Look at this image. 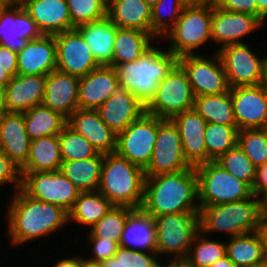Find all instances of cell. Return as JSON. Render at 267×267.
<instances>
[{
    "label": "cell",
    "mask_w": 267,
    "mask_h": 267,
    "mask_svg": "<svg viewBox=\"0 0 267 267\" xmlns=\"http://www.w3.org/2000/svg\"><path fill=\"white\" fill-rule=\"evenodd\" d=\"M113 204L98 191L80 192L73 208L68 212L69 221L92 227L100 221Z\"/></svg>",
    "instance_id": "d590c367"
},
{
    "label": "cell",
    "mask_w": 267,
    "mask_h": 267,
    "mask_svg": "<svg viewBox=\"0 0 267 267\" xmlns=\"http://www.w3.org/2000/svg\"><path fill=\"white\" fill-rule=\"evenodd\" d=\"M46 76L17 74L5 86L3 113H23L43 102Z\"/></svg>",
    "instance_id": "7402d4cb"
},
{
    "label": "cell",
    "mask_w": 267,
    "mask_h": 267,
    "mask_svg": "<svg viewBox=\"0 0 267 267\" xmlns=\"http://www.w3.org/2000/svg\"><path fill=\"white\" fill-rule=\"evenodd\" d=\"M230 88L259 85L264 58H260L244 43L228 45L218 50Z\"/></svg>",
    "instance_id": "5bb4252c"
},
{
    "label": "cell",
    "mask_w": 267,
    "mask_h": 267,
    "mask_svg": "<svg viewBox=\"0 0 267 267\" xmlns=\"http://www.w3.org/2000/svg\"><path fill=\"white\" fill-rule=\"evenodd\" d=\"M166 51L152 46L137 61L115 65L119 87L133 93L146 106L155 95L158 84L178 63V58Z\"/></svg>",
    "instance_id": "3957f363"
},
{
    "label": "cell",
    "mask_w": 267,
    "mask_h": 267,
    "mask_svg": "<svg viewBox=\"0 0 267 267\" xmlns=\"http://www.w3.org/2000/svg\"><path fill=\"white\" fill-rule=\"evenodd\" d=\"M195 168L198 178V204H225L244 200L253 195L252 187L228 173L216 161Z\"/></svg>",
    "instance_id": "ba28073f"
},
{
    "label": "cell",
    "mask_w": 267,
    "mask_h": 267,
    "mask_svg": "<svg viewBox=\"0 0 267 267\" xmlns=\"http://www.w3.org/2000/svg\"><path fill=\"white\" fill-rule=\"evenodd\" d=\"M194 100L188 76L177 63L158 84L155 95L146 105V113L171 120L175 115L193 109Z\"/></svg>",
    "instance_id": "9c48e42d"
},
{
    "label": "cell",
    "mask_w": 267,
    "mask_h": 267,
    "mask_svg": "<svg viewBox=\"0 0 267 267\" xmlns=\"http://www.w3.org/2000/svg\"><path fill=\"white\" fill-rule=\"evenodd\" d=\"M193 109L196 110L207 123L237 126L233 113L230 89L218 95L195 97Z\"/></svg>",
    "instance_id": "8d00e7d4"
},
{
    "label": "cell",
    "mask_w": 267,
    "mask_h": 267,
    "mask_svg": "<svg viewBox=\"0 0 267 267\" xmlns=\"http://www.w3.org/2000/svg\"><path fill=\"white\" fill-rule=\"evenodd\" d=\"M81 267H101L99 263L91 262L81 258Z\"/></svg>",
    "instance_id": "03108f58"
},
{
    "label": "cell",
    "mask_w": 267,
    "mask_h": 267,
    "mask_svg": "<svg viewBox=\"0 0 267 267\" xmlns=\"http://www.w3.org/2000/svg\"><path fill=\"white\" fill-rule=\"evenodd\" d=\"M230 95L239 131L265 127L267 93L259 85L230 88Z\"/></svg>",
    "instance_id": "2e32d148"
},
{
    "label": "cell",
    "mask_w": 267,
    "mask_h": 267,
    "mask_svg": "<svg viewBox=\"0 0 267 267\" xmlns=\"http://www.w3.org/2000/svg\"><path fill=\"white\" fill-rule=\"evenodd\" d=\"M226 255L236 267H251L266 261L263 242L257 231L231 237L226 243Z\"/></svg>",
    "instance_id": "e575fe53"
},
{
    "label": "cell",
    "mask_w": 267,
    "mask_h": 267,
    "mask_svg": "<svg viewBox=\"0 0 267 267\" xmlns=\"http://www.w3.org/2000/svg\"><path fill=\"white\" fill-rule=\"evenodd\" d=\"M238 132L237 126L207 123L204 134L207 162L216 161L221 155L236 146Z\"/></svg>",
    "instance_id": "74e56055"
},
{
    "label": "cell",
    "mask_w": 267,
    "mask_h": 267,
    "mask_svg": "<svg viewBox=\"0 0 267 267\" xmlns=\"http://www.w3.org/2000/svg\"><path fill=\"white\" fill-rule=\"evenodd\" d=\"M15 192L7 211L8 232L14 244L47 236L69 221V213L61 206L35 200L22 189Z\"/></svg>",
    "instance_id": "7a4b0ae2"
},
{
    "label": "cell",
    "mask_w": 267,
    "mask_h": 267,
    "mask_svg": "<svg viewBox=\"0 0 267 267\" xmlns=\"http://www.w3.org/2000/svg\"><path fill=\"white\" fill-rule=\"evenodd\" d=\"M151 7L157 4L159 0H145Z\"/></svg>",
    "instance_id": "003e7915"
},
{
    "label": "cell",
    "mask_w": 267,
    "mask_h": 267,
    "mask_svg": "<svg viewBox=\"0 0 267 267\" xmlns=\"http://www.w3.org/2000/svg\"><path fill=\"white\" fill-rule=\"evenodd\" d=\"M151 9L145 0H107V16L121 29H137L151 35Z\"/></svg>",
    "instance_id": "f1b7e54d"
},
{
    "label": "cell",
    "mask_w": 267,
    "mask_h": 267,
    "mask_svg": "<svg viewBox=\"0 0 267 267\" xmlns=\"http://www.w3.org/2000/svg\"><path fill=\"white\" fill-rule=\"evenodd\" d=\"M263 21L251 14L225 11L215 6L212 13V40L221 43V48L242 43L240 40L256 28H260Z\"/></svg>",
    "instance_id": "ffe728a7"
},
{
    "label": "cell",
    "mask_w": 267,
    "mask_h": 267,
    "mask_svg": "<svg viewBox=\"0 0 267 267\" xmlns=\"http://www.w3.org/2000/svg\"><path fill=\"white\" fill-rule=\"evenodd\" d=\"M261 220L267 221V192L260 197Z\"/></svg>",
    "instance_id": "680465c9"
},
{
    "label": "cell",
    "mask_w": 267,
    "mask_h": 267,
    "mask_svg": "<svg viewBox=\"0 0 267 267\" xmlns=\"http://www.w3.org/2000/svg\"><path fill=\"white\" fill-rule=\"evenodd\" d=\"M174 3H171L173 6L172 10L169 12V17L167 20H164V14L162 13L165 10H168V3L167 0H159L156 5H154L151 9V35L160 36L165 35L172 26L176 23L177 19L180 17L181 12L188 4L185 0H173ZM168 3V4H167ZM170 4V5H171ZM168 7V8H167ZM163 15V16H162ZM166 18V16H165ZM172 21V22H170Z\"/></svg>",
    "instance_id": "f6af8a7d"
},
{
    "label": "cell",
    "mask_w": 267,
    "mask_h": 267,
    "mask_svg": "<svg viewBox=\"0 0 267 267\" xmlns=\"http://www.w3.org/2000/svg\"><path fill=\"white\" fill-rule=\"evenodd\" d=\"M57 53L54 35L30 40L17 52L18 74L47 76L56 70Z\"/></svg>",
    "instance_id": "44dd1931"
},
{
    "label": "cell",
    "mask_w": 267,
    "mask_h": 267,
    "mask_svg": "<svg viewBox=\"0 0 267 267\" xmlns=\"http://www.w3.org/2000/svg\"><path fill=\"white\" fill-rule=\"evenodd\" d=\"M101 267H122L121 265V245L119 246L118 250L116 251L115 255L111 258L101 261Z\"/></svg>",
    "instance_id": "f5cc1de1"
},
{
    "label": "cell",
    "mask_w": 267,
    "mask_h": 267,
    "mask_svg": "<svg viewBox=\"0 0 267 267\" xmlns=\"http://www.w3.org/2000/svg\"><path fill=\"white\" fill-rule=\"evenodd\" d=\"M157 134L158 117L145 112L117 134L115 152L144 170L151 160Z\"/></svg>",
    "instance_id": "30bf717a"
},
{
    "label": "cell",
    "mask_w": 267,
    "mask_h": 267,
    "mask_svg": "<svg viewBox=\"0 0 267 267\" xmlns=\"http://www.w3.org/2000/svg\"><path fill=\"white\" fill-rule=\"evenodd\" d=\"M22 190L31 198L55 204L69 212L80 191L61 172L21 173Z\"/></svg>",
    "instance_id": "8fae6325"
},
{
    "label": "cell",
    "mask_w": 267,
    "mask_h": 267,
    "mask_svg": "<svg viewBox=\"0 0 267 267\" xmlns=\"http://www.w3.org/2000/svg\"><path fill=\"white\" fill-rule=\"evenodd\" d=\"M198 232L195 235L194 249L190 248L186 258L184 259L189 265L193 267H208L217 260L226 256V244L214 240H208L206 237L202 238ZM193 250L194 252H191Z\"/></svg>",
    "instance_id": "b9f144b4"
},
{
    "label": "cell",
    "mask_w": 267,
    "mask_h": 267,
    "mask_svg": "<svg viewBox=\"0 0 267 267\" xmlns=\"http://www.w3.org/2000/svg\"><path fill=\"white\" fill-rule=\"evenodd\" d=\"M216 162L237 179L253 186L256 178V166L238 144L221 155Z\"/></svg>",
    "instance_id": "60d3db41"
},
{
    "label": "cell",
    "mask_w": 267,
    "mask_h": 267,
    "mask_svg": "<svg viewBox=\"0 0 267 267\" xmlns=\"http://www.w3.org/2000/svg\"><path fill=\"white\" fill-rule=\"evenodd\" d=\"M84 38L99 66L113 67L114 42L117 26L106 15L104 18L75 28Z\"/></svg>",
    "instance_id": "83f0119b"
},
{
    "label": "cell",
    "mask_w": 267,
    "mask_h": 267,
    "mask_svg": "<svg viewBox=\"0 0 267 267\" xmlns=\"http://www.w3.org/2000/svg\"><path fill=\"white\" fill-rule=\"evenodd\" d=\"M66 2L74 28L107 15V0H66Z\"/></svg>",
    "instance_id": "ee69618b"
},
{
    "label": "cell",
    "mask_w": 267,
    "mask_h": 267,
    "mask_svg": "<svg viewBox=\"0 0 267 267\" xmlns=\"http://www.w3.org/2000/svg\"><path fill=\"white\" fill-rule=\"evenodd\" d=\"M67 125L85 137L98 153L115 152L117 135L102 121L97 110L78 108L67 118Z\"/></svg>",
    "instance_id": "484cf974"
},
{
    "label": "cell",
    "mask_w": 267,
    "mask_h": 267,
    "mask_svg": "<svg viewBox=\"0 0 267 267\" xmlns=\"http://www.w3.org/2000/svg\"><path fill=\"white\" fill-rule=\"evenodd\" d=\"M216 0H205V2H215Z\"/></svg>",
    "instance_id": "2644e50d"
},
{
    "label": "cell",
    "mask_w": 267,
    "mask_h": 267,
    "mask_svg": "<svg viewBox=\"0 0 267 267\" xmlns=\"http://www.w3.org/2000/svg\"><path fill=\"white\" fill-rule=\"evenodd\" d=\"M213 2L188 3L172 28L166 33L169 51L177 58L192 55L193 49L212 39Z\"/></svg>",
    "instance_id": "8992f818"
},
{
    "label": "cell",
    "mask_w": 267,
    "mask_h": 267,
    "mask_svg": "<svg viewBox=\"0 0 267 267\" xmlns=\"http://www.w3.org/2000/svg\"><path fill=\"white\" fill-rule=\"evenodd\" d=\"M259 86L267 93V56L263 61Z\"/></svg>",
    "instance_id": "6f0895ef"
},
{
    "label": "cell",
    "mask_w": 267,
    "mask_h": 267,
    "mask_svg": "<svg viewBox=\"0 0 267 267\" xmlns=\"http://www.w3.org/2000/svg\"><path fill=\"white\" fill-rule=\"evenodd\" d=\"M163 267H193L189 265L185 260H172L167 266Z\"/></svg>",
    "instance_id": "6125c7cd"
},
{
    "label": "cell",
    "mask_w": 267,
    "mask_h": 267,
    "mask_svg": "<svg viewBox=\"0 0 267 267\" xmlns=\"http://www.w3.org/2000/svg\"><path fill=\"white\" fill-rule=\"evenodd\" d=\"M25 129L30 140L55 136L67 125V118L43 104L23 112Z\"/></svg>",
    "instance_id": "d6a6232c"
},
{
    "label": "cell",
    "mask_w": 267,
    "mask_h": 267,
    "mask_svg": "<svg viewBox=\"0 0 267 267\" xmlns=\"http://www.w3.org/2000/svg\"><path fill=\"white\" fill-rule=\"evenodd\" d=\"M62 161L82 160L95 157L98 151L81 134L68 125L59 133Z\"/></svg>",
    "instance_id": "ab89813d"
},
{
    "label": "cell",
    "mask_w": 267,
    "mask_h": 267,
    "mask_svg": "<svg viewBox=\"0 0 267 267\" xmlns=\"http://www.w3.org/2000/svg\"><path fill=\"white\" fill-rule=\"evenodd\" d=\"M16 183V190L22 188L20 168L0 149V185Z\"/></svg>",
    "instance_id": "7dc6e473"
},
{
    "label": "cell",
    "mask_w": 267,
    "mask_h": 267,
    "mask_svg": "<svg viewBox=\"0 0 267 267\" xmlns=\"http://www.w3.org/2000/svg\"><path fill=\"white\" fill-rule=\"evenodd\" d=\"M208 267H236L235 264L228 258V256H224L223 258L217 260L215 263Z\"/></svg>",
    "instance_id": "91938a15"
},
{
    "label": "cell",
    "mask_w": 267,
    "mask_h": 267,
    "mask_svg": "<svg viewBox=\"0 0 267 267\" xmlns=\"http://www.w3.org/2000/svg\"><path fill=\"white\" fill-rule=\"evenodd\" d=\"M156 253L173 255L172 260H184L200 232V209L180 214L155 216Z\"/></svg>",
    "instance_id": "52a82bcc"
},
{
    "label": "cell",
    "mask_w": 267,
    "mask_h": 267,
    "mask_svg": "<svg viewBox=\"0 0 267 267\" xmlns=\"http://www.w3.org/2000/svg\"><path fill=\"white\" fill-rule=\"evenodd\" d=\"M135 210L129 206L113 205L107 214L91 227L89 237L109 239L120 244L128 218Z\"/></svg>",
    "instance_id": "f35d334b"
},
{
    "label": "cell",
    "mask_w": 267,
    "mask_h": 267,
    "mask_svg": "<svg viewBox=\"0 0 267 267\" xmlns=\"http://www.w3.org/2000/svg\"><path fill=\"white\" fill-rule=\"evenodd\" d=\"M19 3L43 35H56L75 29L66 0H21Z\"/></svg>",
    "instance_id": "d4e9b609"
},
{
    "label": "cell",
    "mask_w": 267,
    "mask_h": 267,
    "mask_svg": "<svg viewBox=\"0 0 267 267\" xmlns=\"http://www.w3.org/2000/svg\"><path fill=\"white\" fill-rule=\"evenodd\" d=\"M257 2V17L262 21L267 17V0H256Z\"/></svg>",
    "instance_id": "9f6ffc18"
},
{
    "label": "cell",
    "mask_w": 267,
    "mask_h": 267,
    "mask_svg": "<svg viewBox=\"0 0 267 267\" xmlns=\"http://www.w3.org/2000/svg\"><path fill=\"white\" fill-rule=\"evenodd\" d=\"M12 77L5 72V69L0 67V84L7 85L11 81Z\"/></svg>",
    "instance_id": "94428289"
},
{
    "label": "cell",
    "mask_w": 267,
    "mask_h": 267,
    "mask_svg": "<svg viewBox=\"0 0 267 267\" xmlns=\"http://www.w3.org/2000/svg\"><path fill=\"white\" fill-rule=\"evenodd\" d=\"M252 192L259 198L267 192V162L256 167V178L252 186Z\"/></svg>",
    "instance_id": "816d5d0a"
},
{
    "label": "cell",
    "mask_w": 267,
    "mask_h": 267,
    "mask_svg": "<svg viewBox=\"0 0 267 267\" xmlns=\"http://www.w3.org/2000/svg\"><path fill=\"white\" fill-rule=\"evenodd\" d=\"M195 168L145 178L141 210L152 218L200 209Z\"/></svg>",
    "instance_id": "6da1fadb"
},
{
    "label": "cell",
    "mask_w": 267,
    "mask_h": 267,
    "mask_svg": "<svg viewBox=\"0 0 267 267\" xmlns=\"http://www.w3.org/2000/svg\"><path fill=\"white\" fill-rule=\"evenodd\" d=\"M251 267H267V261H265L262 264L256 265V266H251Z\"/></svg>",
    "instance_id": "89a4df30"
},
{
    "label": "cell",
    "mask_w": 267,
    "mask_h": 267,
    "mask_svg": "<svg viewBox=\"0 0 267 267\" xmlns=\"http://www.w3.org/2000/svg\"><path fill=\"white\" fill-rule=\"evenodd\" d=\"M157 253L153 256L146 251H138L121 246L122 267H161L157 260Z\"/></svg>",
    "instance_id": "bcb514c9"
},
{
    "label": "cell",
    "mask_w": 267,
    "mask_h": 267,
    "mask_svg": "<svg viewBox=\"0 0 267 267\" xmlns=\"http://www.w3.org/2000/svg\"><path fill=\"white\" fill-rule=\"evenodd\" d=\"M104 154L95 157L62 161L60 172L69 179L80 192L98 191Z\"/></svg>",
    "instance_id": "1f68e13d"
},
{
    "label": "cell",
    "mask_w": 267,
    "mask_h": 267,
    "mask_svg": "<svg viewBox=\"0 0 267 267\" xmlns=\"http://www.w3.org/2000/svg\"><path fill=\"white\" fill-rule=\"evenodd\" d=\"M145 178L144 170L128 159L116 152L104 154L98 192L115 206L140 209Z\"/></svg>",
    "instance_id": "277c9868"
},
{
    "label": "cell",
    "mask_w": 267,
    "mask_h": 267,
    "mask_svg": "<svg viewBox=\"0 0 267 267\" xmlns=\"http://www.w3.org/2000/svg\"><path fill=\"white\" fill-rule=\"evenodd\" d=\"M264 129H265V131H266V133H267V124L265 125Z\"/></svg>",
    "instance_id": "8c879c8a"
},
{
    "label": "cell",
    "mask_w": 267,
    "mask_h": 267,
    "mask_svg": "<svg viewBox=\"0 0 267 267\" xmlns=\"http://www.w3.org/2000/svg\"><path fill=\"white\" fill-rule=\"evenodd\" d=\"M55 267H81V258H67L61 260L55 265Z\"/></svg>",
    "instance_id": "11a10c76"
},
{
    "label": "cell",
    "mask_w": 267,
    "mask_h": 267,
    "mask_svg": "<svg viewBox=\"0 0 267 267\" xmlns=\"http://www.w3.org/2000/svg\"><path fill=\"white\" fill-rule=\"evenodd\" d=\"M54 36L57 70L81 78L99 67L89 46L76 29L64 31Z\"/></svg>",
    "instance_id": "9a60e30c"
},
{
    "label": "cell",
    "mask_w": 267,
    "mask_h": 267,
    "mask_svg": "<svg viewBox=\"0 0 267 267\" xmlns=\"http://www.w3.org/2000/svg\"><path fill=\"white\" fill-rule=\"evenodd\" d=\"M237 144L256 167L267 162V133L264 128L240 130Z\"/></svg>",
    "instance_id": "7bdbcfd3"
},
{
    "label": "cell",
    "mask_w": 267,
    "mask_h": 267,
    "mask_svg": "<svg viewBox=\"0 0 267 267\" xmlns=\"http://www.w3.org/2000/svg\"><path fill=\"white\" fill-rule=\"evenodd\" d=\"M152 35L137 29H121L117 27L114 42L113 67L126 62L137 61L150 46Z\"/></svg>",
    "instance_id": "836d02e7"
},
{
    "label": "cell",
    "mask_w": 267,
    "mask_h": 267,
    "mask_svg": "<svg viewBox=\"0 0 267 267\" xmlns=\"http://www.w3.org/2000/svg\"><path fill=\"white\" fill-rule=\"evenodd\" d=\"M173 123L179 129L185 160L191 167L207 163L205 130L207 122L194 109L175 115Z\"/></svg>",
    "instance_id": "d6986e66"
},
{
    "label": "cell",
    "mask_w": 267,
    "mask_h": 267,
    "mask_svg": "<svg viewBox=\"0 0 267 267\" xmlns=\"http://www.w3.org/2000/svg\"><path fill=\"white\" fill-rule=\"evenodd\" d=\"M262 239L263 242V254L265 260L267 261V221H261L260 226L257 231Z\"/></svg>",
    "instance_id": "db71d44e"
},
{
    "label": "cell",
    "mask_w": 267,
    "mask_h": 267,
    "mask_svg": "<svg viewBox=\"0 0 267 267\" xmlns=\"http://www.w3.org/2000/svg\"><path fill=\"white\" fill-rule=\"evenodd\" d=\"M16 3V0H0V9L13 7Z\"/></svg>",
    "instance_id": "be15d7a7"
},
{
    "label": "cell",
    "mask_w": 267,
    "mask_h": 267,
    "mask_svg": "<svg viewBox=\"0 0 267 267\" xmlns=\"http://www.w3.org/2000/svg\"><path fill=\"white\" fill-rule=\"evenodd\" d=\"M62 163L59 135L31 140L29 156L21 173L55 172Z\"/></svg>",
    "instance_id": "4dcf8cb0"
},
{
    "label": "cell",
    "mask_w": 267,
    "mask_h": 267,
    "mask_svg": "<svg viewBox=\"0 0 267 267\" xmlns=\"http://www.w3.org/2000/svg\"><path fill=\"white\" fill-rule=\"evenodd\" d=\"M102 121L117 135L146 112L145 104L119 87L98 109Z\"/></svg>",
    "instance_id": "ac0fdd59"
},
{
    "label": "cell",
    "mask_w": 267,
    "mask_h": 267,
    "mask_svg": "<svg viewBox=\"0 0 267 267\" xmlns=\"http://www.w3.org/2000/svg\"><path fill=\"white\" fill-rule=\"evenodd\" d=\"M120 245L133 250L140 251L141 248V251L146 250L147 252L151 251V254L156 253V226L154 219L141 209H136L128 218Z\"/></svg>",
    "instance_id": "f546056e"
},
{
    "label": "cell",
    "mask_w": 267,
    "mask_h": 267,
    "mask_svg": "<svg viewBox=\"0 0 267 267\" xmlns=\"http://www.w3.org/2000/svg\"><path fill=\"white\" fill-rule=\"evenodd\" d=\"M80 78L55 70L46 76L42 104L68 118L78 109Z\"/></svg>",
    "instance_id": "603a6c76"
},
{
    "label": "cell",
    "mask_w": 267,
    "mask_h": 267,
    "mask_svg": "<svg viewBox=\"0 0 267 267\" xmlns=\"http://www.w3.org/2000/svg\"><path fill=\"white\" fill-rule=\"evenodd\" d=\"M0 67L12 78L18 74L17 53L0 45Z\"/></svg>",
    "instance_id": "f907efd6"
},
{
    "label": "cell",
    "mask_w": 267,
    "mask_h": 267,
    "mask_svg": "<svg viewBox=\"0 0 267 267\" xmlns=\"http://www.w3.org/2000/svg\"><path fill=\"white\" fill-rule=\"evenodd\" d=\"M118 88L114 67L99 66L80 78L78 108L97 110Z\"/></svg>",
    "instance_id": "cb8c5ba5"
},
{
    "label": "cell",
    "mask_w": 267,
    "mask_h": 267,
    "mask_svg": "<svg viewBox=\"0 0 267 267\" xmlns=\"http://www.w3.org/2000/svg\"><path fill=\"white\" fill-rule=\"evenodd\" d=\"M90 242L93 244V254L92 258L86 259L91 262L100 263L103 260L111 258L115 255L116 251L118 250L120 244L109 240L103 239L98 237H89Z\"/></svg>",
    "instance_id": "c3c4849f"
},
{
    "label": "cell",
    "mask_w": 267,
    "mask_h": 267,
    "mask_svg": "<svg viewBox=\"0 0 267 267\" xmlns=\"http://www.w3.org/2000/svg\"><path fill=\"white\" fill-rule=\"evenodd\" d=\"M261 221L260 200L254 194L241 201L200 208V233L203 234L224 231L231 237L240 236L258 231Z\"/></svg>",
    "instance_id": "5b68a950"
},
{
    "label": "cell",
    "mask_w": 267,
    "mask_h": 267,
    "mask_svg": "<svg viewBox=\"0 0 267 267\" xmlns=\"http://www.w3.org/2000/svg\"><path fill=\"white\" fill-rule=\"evenodd\" d=\"M4 100H5V85L0 84V114L3 113Z\"/></svg>",
    "instance_id": "e7e4bbea"
},
{
    "label": "cell",
    "mask_w": 267,
    "mask_h": 267,
    "mask_svg": "<svg viewBox=\"0 0 267 267\" xmlns=\"http://www.w3.org/2000/svg\"><path fill=\"white\" fill-rule=\"evenodd\" d=\"M30 138L23 113L0 114V149L21 169L27 162Z\"/></svg>",
    "instance_id": "4316f807"
},
{
    "label": "cell",
    "mask_w": 267,
    "mask_h": 267,
    "mask_svg": "<svg viewBox=\"0 0 267 267\" xmlns=\"http://www.w3.org/2000/svg\"><path fill=\"white\" fill-rule=\"evenodd\" d=\"M41 32L23 6L0 9V45L14 52L22 50L30 40L39 38Z\"/></svg>",
    "instance_id": "e0dca14e"
},
{
    "label": "cell",
    "mask_w": 267,
    "mask_h": 267,
    "mask_svg": "<svg viewBox=\"0 0 267 267\" xmlns=\"http://www.w3.org/2000/svg\"><path fill=\"white\" fill-rule=\"evenodd\" d=\"M191 168L183 154L179 129L172 120L158 118L157 139L151 160L144 169L145 177Z\"/></svg>",
    "instance_id": "7c38bea8"
},
{
    "label": "cell",
    "mask_w": 267,
    "mask_h": 267,
    "mask_svg": "<svg viewBox=\"0 0 267 267\" xmlns=\"http://www.w3.org/2000/svg\"><path fill=\"white\" fill-rule=\"evenodd\" d=\"M187 3H203L205 0H185Z\"/></svg>",
    "instance_id": "a7ac6f4b"
},
{
    "label": "cell",
    "mask_w": 267,
    "mask_h": 267,
    "mask_svg": "<svg viewBox=\"0 0 267 267\" xmlns=\"http://www.w3.org/2000/svg\"><path fill=\"white\" fill-rule=\"evenodd\" d=\"M178 63L185 70L195 97L218 95L229 91L230 87L218 53L212 60L197 54L185 55L178 58Z\"/></svg>",
    "instance_id": "4fadbf2b"
},
{
    "label": "cell",
    "mask_w": 267,
    "mask_h": 267,
    "mask_svg": "<svg viewBox=\"0 0 267 267\" xmlns=\"http://www.w3.org/2000/svg\"><path fill=\"white\" fill-rule=\"evenodd\" d=\"M215 6L231 12H241L257 16L256 0H216Z\"/></svg>",
    "instance_id": "681fc988"
}]
</instances>
